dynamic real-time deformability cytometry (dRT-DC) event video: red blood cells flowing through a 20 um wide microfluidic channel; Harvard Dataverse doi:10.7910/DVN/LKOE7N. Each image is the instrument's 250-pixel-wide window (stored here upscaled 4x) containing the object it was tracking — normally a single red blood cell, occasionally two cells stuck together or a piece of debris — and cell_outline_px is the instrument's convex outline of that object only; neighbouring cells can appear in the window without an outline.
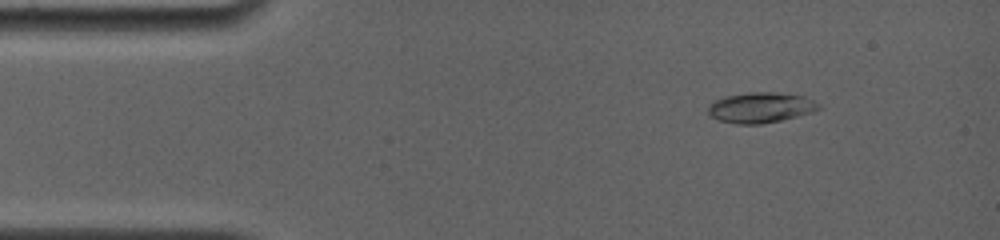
{"species": "common noctule bat (a hibernating species)", "species_latin": "Nyctalus noctula", "temperature_condition": "room temperature", "stored_images_in_passage": 13, "camera_frame_rate_fps": 4000, "um_per_image_px": 0.085, "animal": {"sex": "female", "body_mass_g": 19.0, "forearm_length_mm": 56.7}, "frame": {"image": 1, "passage_image": 4, "time_ms": 1.5, "image_size_px": [1000, 240], "cell_outline_px": [[820, 108], [812, 112], [780, 120], [760, 124], [736, 124], [716, 120], [708, 112], [708, 104], [712, 100], [728, 96], [748, 92], [776, 92], [804, 96], [820, 104]], "centroid_in_image_um": [64.61, 9.14], "position_along_channel_um": 20.4, "area_um2": 19.59}}
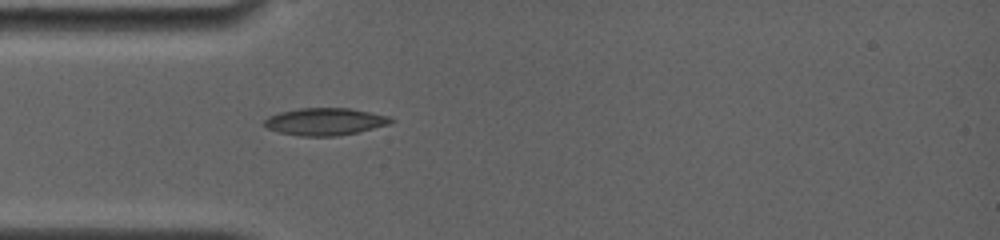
{"frame": {"image": 2, "passage_image": 10, "time_ms": 4.25, "image_size_px": [1000, 240], "cell_outline_px": [[396, 120], [388, 124], [356, 132], [336, 136], [300, 136], [280, 132], [268, 128], [264, 124], [264, 120], [268, 116], [280, 112], [300, 108], [348, 108], [388, 116]], "centroid_in_image_um": [27.6, 10.33], "position_along_channel_um": 57.4, "area_um2": 19.83}}
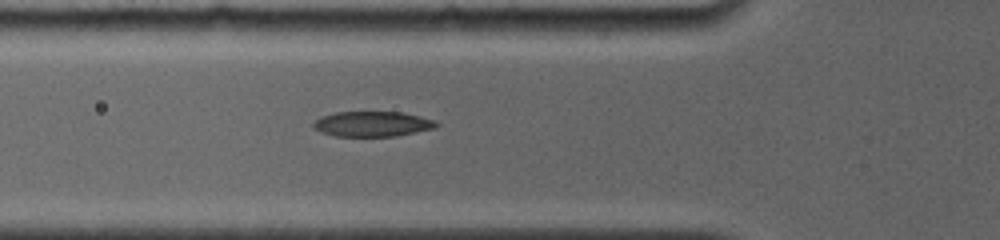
{"frame": {"image": 3, "passage_image": 12, "time_ms": 5.25, "image_size_px": [1000, 240], "cell_outline_px": [[440, 124], [436, 128], [396, 136], [336, 136], [320, 132], [312, 128], [312, 124], [320, 116], [336, 112], [400, 112], [420, 116], [432, 120]], "centroid_in_image_um": [31.62, 10.54], "position_along_channel_um": 94.2, "area_um2": 18.09}}